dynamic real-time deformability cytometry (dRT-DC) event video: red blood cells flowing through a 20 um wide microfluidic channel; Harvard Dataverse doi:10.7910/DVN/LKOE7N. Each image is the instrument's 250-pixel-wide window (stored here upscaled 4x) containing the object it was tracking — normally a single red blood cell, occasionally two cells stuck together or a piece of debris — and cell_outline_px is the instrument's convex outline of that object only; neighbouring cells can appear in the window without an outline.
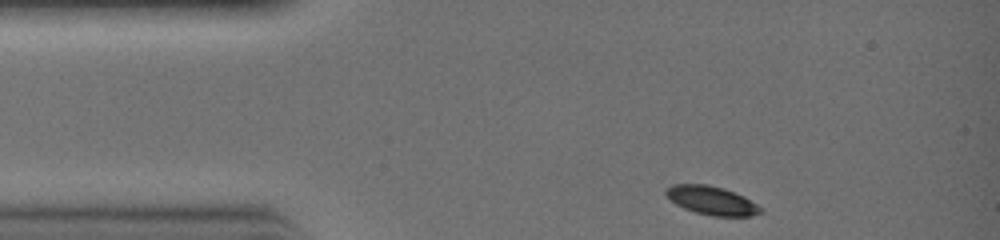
{"species": "common noctule bat (a hibernating species)", "species_latin": "Nyctalus noctula", "temperature_condition": "warm", "stored_images_in_passage": 13, "camera_frame_rate_fps": 3000, "um_per_image_px": 0.085, "animal": {"sex": "female", "body_mass_g": 19.0, "forearm_length_mm": 51.5}, "frame": {"image": 1, "passage_image": 1, "time_ms": 0.0, "image_size_px": [1000, 240], "cell_outline_px": [[764, 212], [752, 216], [712, 216], [696, 212], [684, 208], [676, 204], [664, 192], [672, 184], [708, 184], [724, 188], [744, 196], [764, 208]], "centroid_in_image_um": [60.56, 17.04], "position_along_channel_um": 24.4, "area_um2": 15.84}}
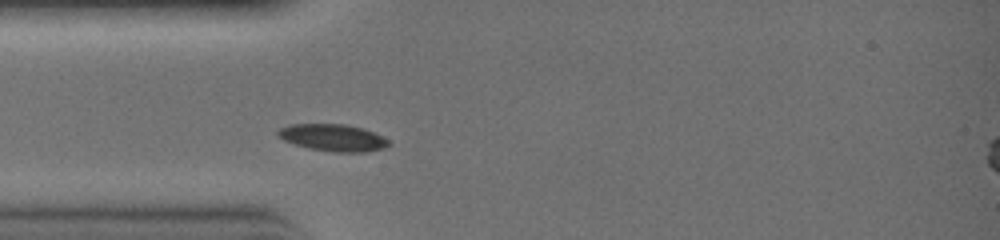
{"frame": {"image": 2, "passage_image": 4, "time_ms": 1.0, "image_size_px": [1000, 240], "cell_outline_px": [[392, 144], [384, 148], [364, 152], [336, 152], [308, 148], [284, 140], [276, 136], [276, 132], [280, 128], [288, 124], [344, 124], [364, 128], [388, 140]], "centroid_in_image_um": [28.28, 11.69], "position_along_channel_um": 56.7, "area_um2": 17.4}}